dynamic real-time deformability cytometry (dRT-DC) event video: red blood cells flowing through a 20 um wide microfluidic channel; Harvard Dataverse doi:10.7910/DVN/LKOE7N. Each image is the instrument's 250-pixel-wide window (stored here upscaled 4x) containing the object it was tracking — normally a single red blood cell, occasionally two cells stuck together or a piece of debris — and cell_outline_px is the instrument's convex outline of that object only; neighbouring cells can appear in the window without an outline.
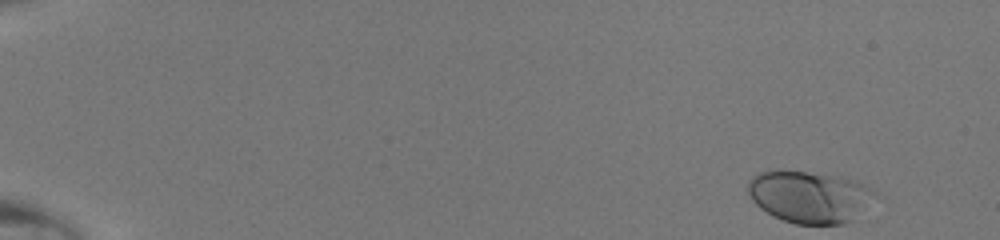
{"species": "human", "species_latin": "Homo sapiens", "temperature_condition": "room temperature", "stored_images_in_passage": 45, "camera_frame_rate_fps": 3000, "um_per_image_px": 0.085, "donor": {"sex": "male"}, "frame": {"image": 1, "passage_image": 1, "time_ms": 0.0, "image_size_px": [1000, 240], "cell_outline_px": [[880, 196], [852, 220], [844, 224], [796, 224], [784, 220], [760, 208], [752, 200], [748, 192], [748, 184], [752, 176], [760, 172], [776, 168], [780, 168], [840, 176], [856, 180]], "centroid_in_image_um": [68.81, 16.69], "position_along_channel_um": 16.2, "area_um2": 38.9}}
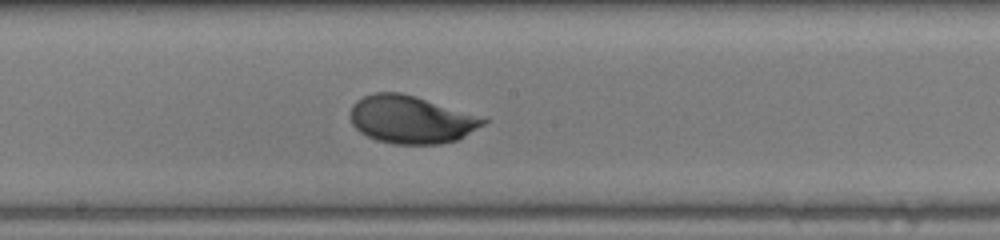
{"frame": {"image": 2, "passage_image": 26, "time_ms": 8.333, "image_size_px": [1000, 240], "cell_outline_px": [[488, 120], [484, 124], [464, 136], [456, 140], [440, 144], [396, 144], [376, 140], [360, 132], [352, 124], [352, 104], [356, 100], [372, 92], [400, 92], [416, 96], [488, 116]], "centroid_in_image_um": [35.01, 10.14], "position_along_channel_um": 213.2, "area_um2": 37.45}}
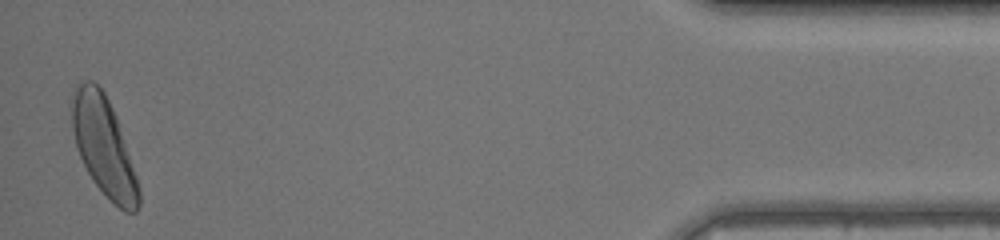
{"frame": {"image": 3, "passage_image": 45, "time_ms": 14.667, "image_size_px": [1000, 240], "cell_outline_px": [[140, 204], [136, 212], [124, 212], [96, 184], [88, 172], [76, 148], [72, 128], [72, 96], [76, 84], [80, 80], [92, 80], [104, 92], [116, 116], [140, 188]], "centroid_in_image_um": [8.81, 12.4], "position_along_channel_um": 426.4, "area_um2": 37.86}}